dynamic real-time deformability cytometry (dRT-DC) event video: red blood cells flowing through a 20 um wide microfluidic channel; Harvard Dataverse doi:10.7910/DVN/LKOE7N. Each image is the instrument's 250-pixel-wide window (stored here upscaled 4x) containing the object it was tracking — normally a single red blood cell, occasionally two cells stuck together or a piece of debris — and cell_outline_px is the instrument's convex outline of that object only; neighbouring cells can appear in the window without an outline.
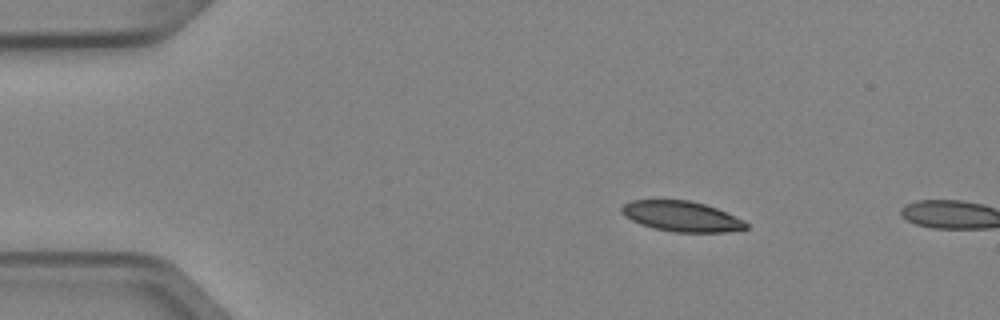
{"species": "Egyptian fruit bat (a non-hibernating species)", "species_latin": "Rousettus aegyptiacus", "temperature_condition": "cold", "stored_images_in_passage": 2, "camera_frame_rate_fps": 3000, "um_per_image_px": 0.085, "animal": {"sex": "female"}, "frame": {"image": 1, "passage_image": 1, "time_ms": 0.0, "image_size_px": [1000, 320], "cell_outline_px": [[748, 228], [728, 232], [672, 232], [652, 228], [640, 224], [624, 216], [620, 212], [620, 208], [624, 204], [632, 200], [688, 200], [704, 204], [716, 208], [744, 220], [748, 224]], "centroid_in_image_um": [57.91, 18.4], "position_along_channel_um": 27.1, "area_um2": 22.08}}